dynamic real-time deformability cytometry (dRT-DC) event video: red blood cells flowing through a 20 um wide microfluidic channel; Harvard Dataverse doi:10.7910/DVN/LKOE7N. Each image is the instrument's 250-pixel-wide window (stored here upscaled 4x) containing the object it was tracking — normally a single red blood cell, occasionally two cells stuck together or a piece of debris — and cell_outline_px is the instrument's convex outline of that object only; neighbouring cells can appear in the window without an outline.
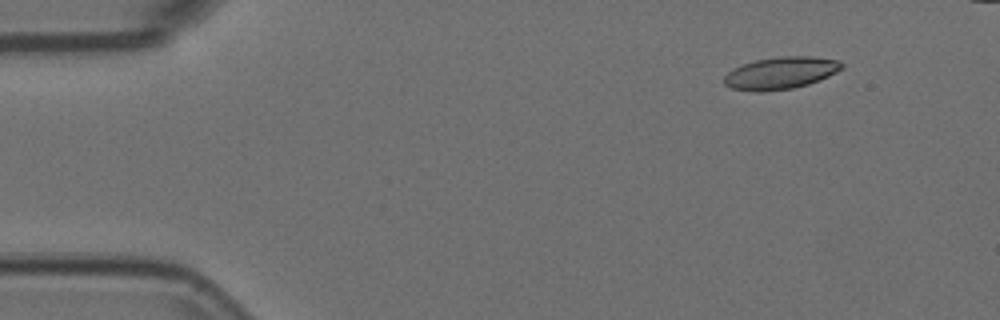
{"species": "Egyptian fruit bat (a non-hibernating species)", "species_latin": "Rousettus aegyptiacus", "temperature_condition": "room temperature", "stored_images_in_passage": 37, "camera_frame_rate_fps": 3000, "um_per_image_px": 0.085, "animal": {"sex": "female"}, "frame": {"image": 1, "passage_image": 1, "time_ms": 0.0, "image_size_px": [1000, 320], "cell_outline_px": [[844, 68], [820, 80], [808, 84], [792, 88], [760, 92], [756, 92], [732, 88], [724, 84], [724, 76], [728, 72], [744, 64], [756, 60], [780, 56], [812, 56], [840, 60], [844, 64]], "centroid_in_image_um": [66.4, 6.2], "position_along_channel_um": 18.6, "area_um2": 22.02}}
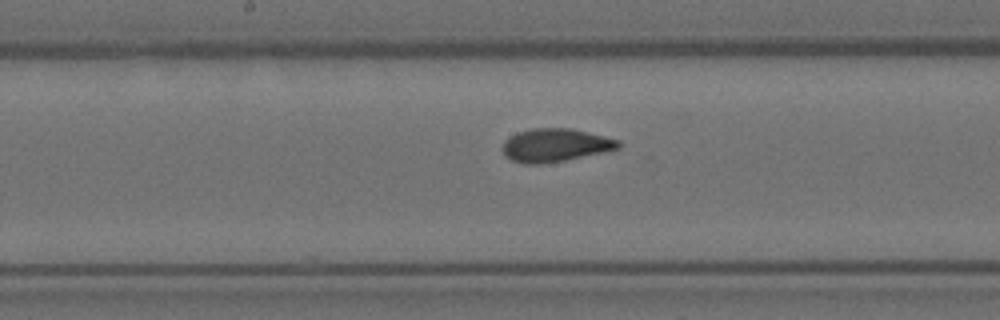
{"frame": {"image": 2, "passage_image": 23, "time_ms": 7.333, "image_size_px": [1000, 320], "cell_outline_px": [[620, 148], [564, 160], [540, 164], [528, 164], [512, 160], [504, 156], [504, 140], [516, 132], [532, 128], [572, 128], [620, 140]], "centroid_in_image_um": [47.18, 12.32], "position_along_channel_um": 201.0, "area_um2": 22.2}}
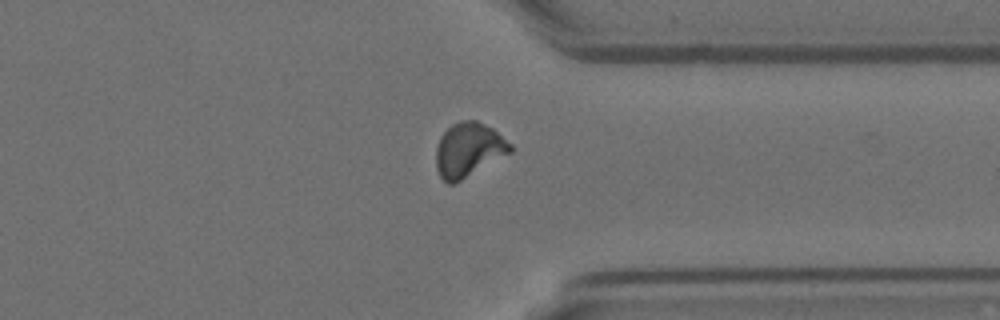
{"frame": {"image": 3, "passage_image": 37, "time_ms": 12.0, "image_size_px": [1000, 320], "cell_outline_px": [[512, 152], [460, 180], [452, 184], [448, 184], [440, 176], [436, 168], [436, 148], [440, 136], [452, 124], [460, 120], [476, 120], [492, 128], [512, 144]], "centroid_in_image_um": [39.82, 12.72], "position_along_channel_um": 371.6, "area_um2": 23.29}, "authors_computed_cell_mechanics": {"area_um2": 22.1374, "velocity_mm_per_s": 3.7185, "shape_relaxation_time_tau1_ms": null, "shape_relaxation_time_tau2_ms": 1.2542, "deformation_change_tau1": null, "deformation_change_tau2": 0.0706}}